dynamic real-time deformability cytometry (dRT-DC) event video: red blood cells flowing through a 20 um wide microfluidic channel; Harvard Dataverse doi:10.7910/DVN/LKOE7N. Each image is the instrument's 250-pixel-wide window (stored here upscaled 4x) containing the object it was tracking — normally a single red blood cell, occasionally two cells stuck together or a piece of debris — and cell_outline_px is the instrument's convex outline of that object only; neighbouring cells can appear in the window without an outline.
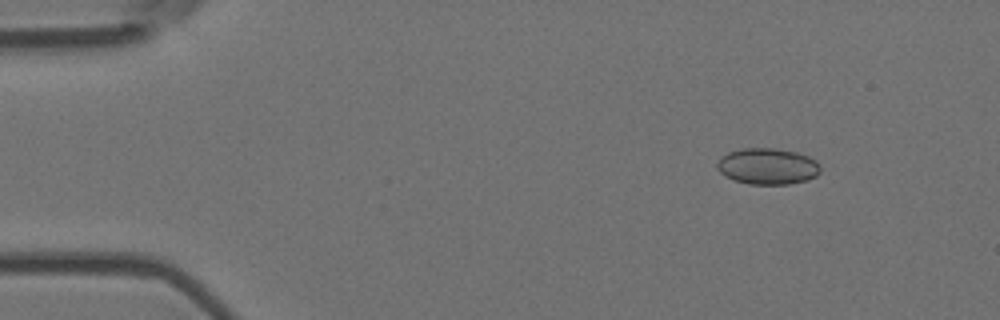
{"species": "Egyptian fruit bat (a non-hibernating species)", "species_latin": "Rousettus aegyptiacus", "temperature_condition": "room temperature", "stored_images_in_passage": 6, "camera_frame_rate_fps": 3000, "um_per_image_px": 0.085, "animal": {"sex": "female"}, "frame": {"image": 1, "passage_image": 3, "time_ms": 0.667, "image_size_px": [1000, 320], "cell_outline_px": [[820, 172], [816, 176], [808, 180], [788, 184], [748, 184], [732, 180], [724, 176], [716, 168], [716, 164], [720, 156], [728, 152], [740, 148], [776, 148], [796, 152], [808, 156], [816, 160], [820, 164]], "centroid_in_image_um": [65.22, 14.13], "position_along_channel_um": 19.8, "area_um2": 22.2}}